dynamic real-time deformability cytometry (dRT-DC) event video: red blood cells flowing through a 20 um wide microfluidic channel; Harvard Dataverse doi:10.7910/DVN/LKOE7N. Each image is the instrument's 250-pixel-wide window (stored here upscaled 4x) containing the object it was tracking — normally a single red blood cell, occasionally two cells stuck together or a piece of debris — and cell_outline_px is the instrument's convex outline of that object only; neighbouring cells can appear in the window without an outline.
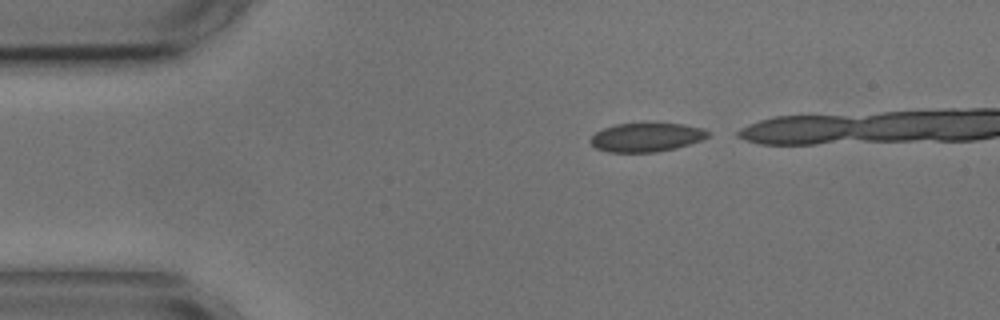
{"species": "common noctule bat (a hibernating species)", "species_latin": "Nyctalus noctula", "temperature_condition": "cold", "stored_images_in_passage": 5, "camera_frame_rate_fps": 3000, "um_per_image_px": 0.085, "animal": {"sex": "male", "body_mass_g": 17.9, "forearm_length_mm": 54.2}, "frame": {"image": 1, "passage_image": 1, "time_ms": 0.0, "image_size_px": [1000, 320], "cell_outline_px": [[708, 136], [704, 140], [676, 148], [656, 152], [608, 152], [596, 148], [588, 140], [596, 132], [604, 128], [616, 124], [684, 124], [704, 128], [708, 132]], "centroid_in_image_um": [54.96, 11.68], "position_along_channel_um": 30.0, "area_um2": 19.65}}